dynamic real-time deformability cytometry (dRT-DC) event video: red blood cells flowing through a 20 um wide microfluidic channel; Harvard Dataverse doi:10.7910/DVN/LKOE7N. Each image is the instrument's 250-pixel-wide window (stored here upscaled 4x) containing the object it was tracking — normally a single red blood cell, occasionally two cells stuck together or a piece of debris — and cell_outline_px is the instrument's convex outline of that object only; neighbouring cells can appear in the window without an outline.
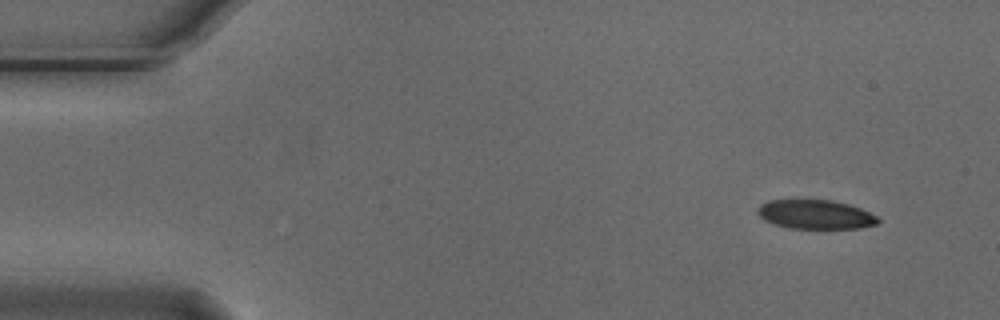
{"species": "Egyptian fruit bat (a non-hibernating species)", "species_latin": "Rousettus aegyptiacus", "temperature_condition": "cold", "stored_images_in_passage": 4, "camera_frame_rate_fps": 3000, "um_per_image_px": 0.085, "animal": {"sex": "male"}, "frame": {"image": 1, "passage_image": 1, "time_ms": 0.0, "image_size_px": [1000, 320], "cell_outline_px": [[880, 220], [876, 224], [860, 228], [792, 228], [776, 224], [764, 220], [756, 212], [760, 204], [768, 200], [792, 196], [832, 200], [848, 204], [860, 208], [876, 216]], "centroid_in_image_um": [69.23, 18.16], "position_along_channel_um": 15.8, "area_um2": 21.15}}